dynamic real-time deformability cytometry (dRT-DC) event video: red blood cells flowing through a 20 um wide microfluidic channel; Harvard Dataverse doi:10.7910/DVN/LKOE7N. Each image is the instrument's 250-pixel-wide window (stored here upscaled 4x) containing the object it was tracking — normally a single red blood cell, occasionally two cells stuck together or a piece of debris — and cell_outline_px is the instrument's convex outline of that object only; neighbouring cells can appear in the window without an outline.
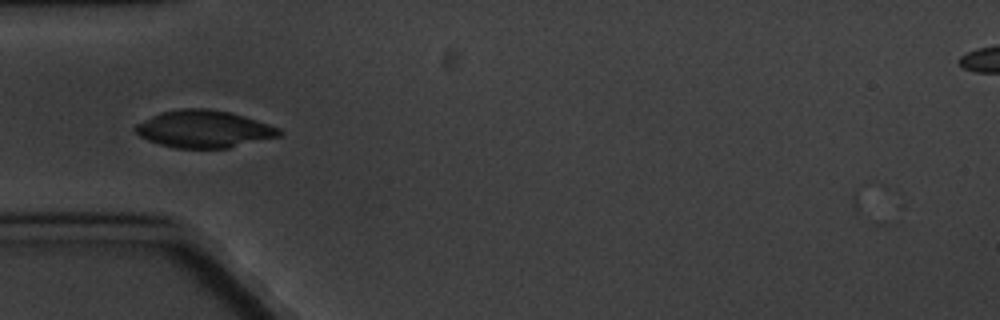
{"species": "common noctule bat (a hibernating species)", "species_latin": "Nyctalus noctula", "temperature_condition": "cold", "stored_images_in_passage": 2, "camera_frame_rate_fps": 3000, "um_per_image_px": 0.085, "animal": {"sex": "male", "body_mass_g": 20.1, "forearm_length_mm": 53.5}, "frame": {"image": 1, "passage_image": 1, "time_ms": 0.0, "image_size_px": [1000, 320], "cell_outline_px": [[280, 136], [228, 148], [176, 148], [160, 144], [148, 140], [140, 136], [132, 128], [136, 124], [160, 112], [180, 108], [208, 108], [232, 112], [280, 128]], "centroid_in_image_um": [17.31, 10.96], "position_along_channel_um": 67.7, "area_um2": 31.21}}